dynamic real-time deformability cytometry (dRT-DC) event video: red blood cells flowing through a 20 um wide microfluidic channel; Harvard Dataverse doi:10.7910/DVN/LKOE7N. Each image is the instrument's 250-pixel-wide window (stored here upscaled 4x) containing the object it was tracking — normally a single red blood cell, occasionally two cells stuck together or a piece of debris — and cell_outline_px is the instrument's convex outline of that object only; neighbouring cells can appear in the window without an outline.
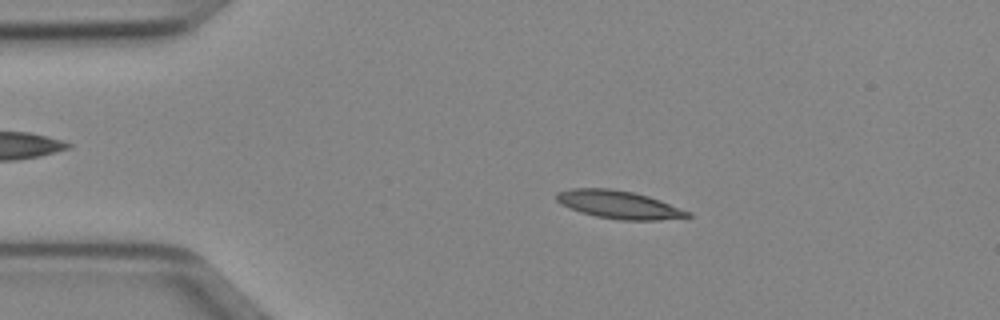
{"species": "Egyptian fruit bat (a non-hibernating species)", "species_latin": "Rousettus aegyptiacus", "temperature_condition": "cold", "stored_images_in_passage": 49, "camera_frame_rate_fps": 3000, "um_per_image_px": 0.085, "animal": {"sex": "female"}, "frame": {"image": 1, "passage_image": 9, "time_ms": 2.667, "image_size_px": [1000, 320], "cell_outline_px": [[692, 216], [660, 220], [620, 220], [596, 216], [580, 212], [568, 208], [560, 204], [556, 200], [556, 192], [572, 188], [612, 188], [632, 192], [648, 196], [660, 200], [692, 212]], "centroid_in_image_um": [52.59, 17.39], "position_along_channel_um": 32.4, "area_um2": 21.5}}
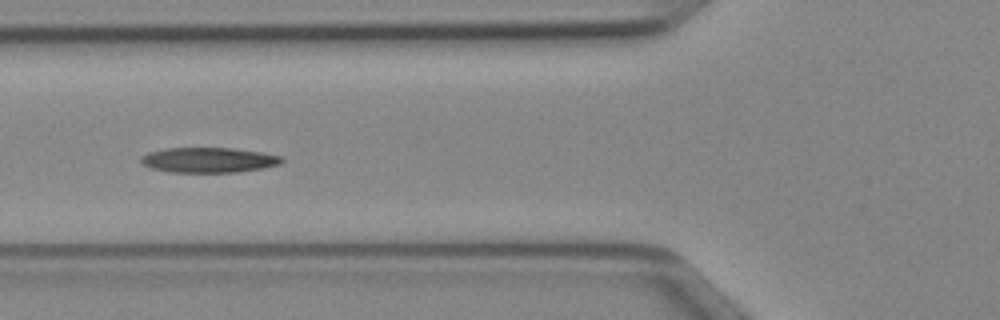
{"frame": {"image": 2, "passage_image": 18, "time_ms": 5.667, "image_size_px": [1000, 320], "cell_outline_px": [[284, 160], [280, 164], [264, 168], [240, 172], [168, 172], [152, 168], [144, 164], [140, 160], [140, 156], [148, 152], [164, 148], [232, 148], [260, 152], [284, 156]], "centroid_in_image_um": [17.76, 13.6], "position_along_channel_um": 108.0, "area_um2": 20.75}}
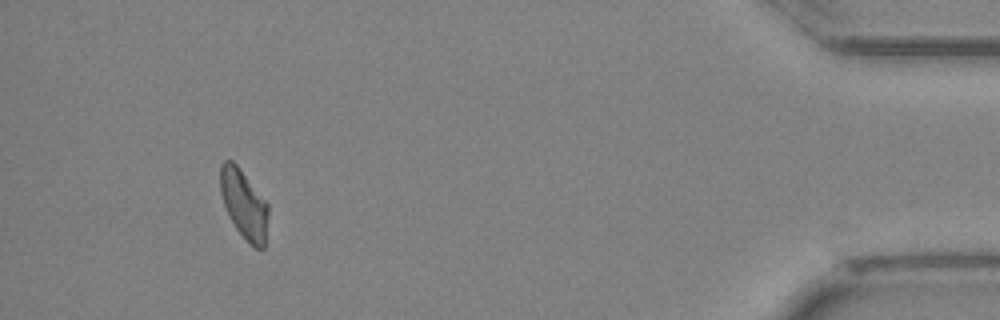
{"frame": {"image": 3, "passage_image": 46, "time_ms": 15.0, "image_size_px": [1000, 320], "cell_outline_px": [[268, 216], [264, 248], [256, 248], [236, 228], [224, 204], [220, 192], [220, 164], [224, 160], [232, 160], [240, 168], [268, 204]], "centroid_in_image_um": [20.73, 17.3], "position_along_channel_um": 414.5, "area_um2": 18.84}, "authors_computed_cell_mechanics": {"area_um2": 20.3456, "velocity_mm_per_s": 3.997, "shape_relaxation_time_tau1_ms": 6.5943, "shape_relaxation_time_tau2_ms": null, "deformation_change_tau1": 0.1931, "deformation_change_tau2": null}}